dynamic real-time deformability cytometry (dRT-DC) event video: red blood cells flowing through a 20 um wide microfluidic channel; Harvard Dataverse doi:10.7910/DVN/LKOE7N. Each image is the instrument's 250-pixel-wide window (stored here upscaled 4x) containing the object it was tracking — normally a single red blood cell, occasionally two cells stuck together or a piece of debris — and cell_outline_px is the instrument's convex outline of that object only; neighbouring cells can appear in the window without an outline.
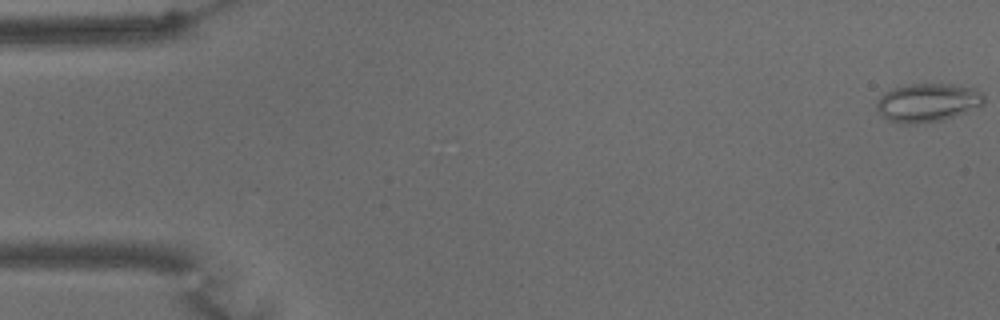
{"species": "common noctule bat (a hibernating species)", "species_latin": "Nyctalus noctula", "temperature_condition": "warm", "stored_images_in_passage": 59, "camera_frame_rate_fps": 3000, "um_per_image_px": 0.085, "animal": {"sex": "male", "body_mass_g": 15.6}, "frame": {"image": 1, "passage_image": 1, "time_ms": 0.0, "image_size_px": [1000, 320], "cell_outline_px": [[984, 104], [964, 112], [940, 120], [912, 124], [904, 124], [888, 120], [876, 108], [876, 104], [880, 96], [884, 92], [892, 88], [912, 84], [952, 84], [976, 88], [984, 96]], "centroid_in_image_um": [78.83, 8.7], "position_along_channel_um": 6.2, "area_um2": 23.81}}
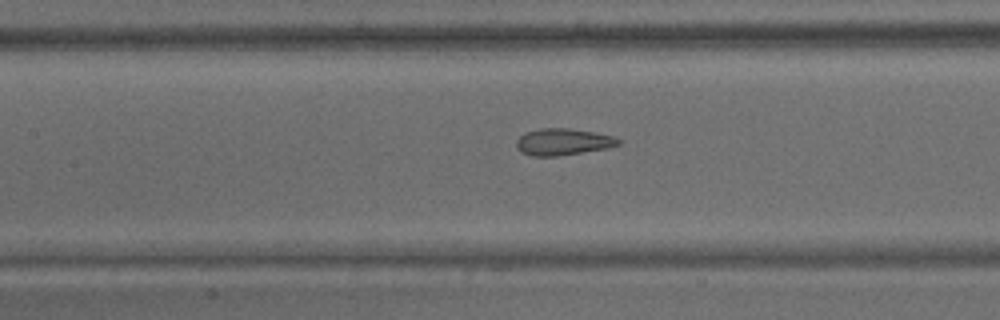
{"frame": {"image": 2, "passage_image": 27, "time_ms": 8.667, "image_size_px": [1000, 320], "cell_outline_px": [[620, 144], [608, 148], [556, 156], [532, 156], [520, 152], [516, 148], [516, 140], [524, 132], [540, 128], [568, 128], [592, 132], [612, 136], [620, 140]], "centroid_in_image_um": [47.79, 12.06], "position_along_channel_um": 159.6, "area_um2": 15.84}}
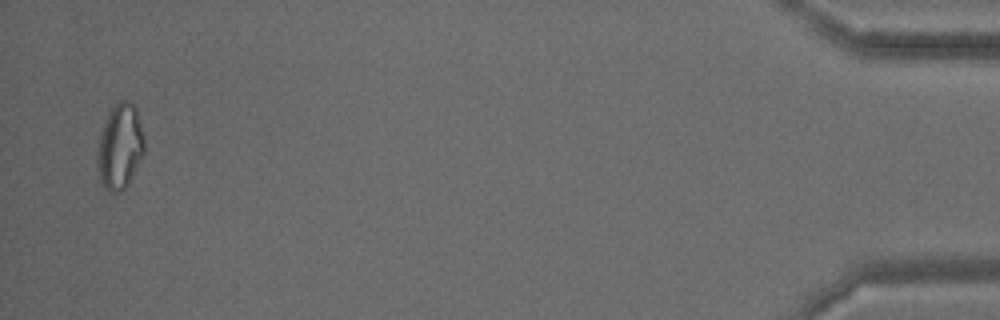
{"frame": {"image": 3, "passage_image": 58, "time_ms": 19.0, "image_size_px": [1000, 320], "cell_outline_px": [[144, 152], [124, 188], [120, 192], [108, 192], [104, 188], [100, 180], [96, 160], [96, 152], [100, 132], [108, 112], [116, 100], [128, 100], [136, 108], [144, 136]], "centroid_in_image_um": [10.15, 12.41], "position_along_channel_um": 425.0, "area_um2": 23.41}, "authors_computed_cell_mechanics": {"area_um2": 19.1318, "velocity_mm_per_s": 3.4091, "shape_relaxation_time_tau1_ms": null, "shape_relaxation_time_tau2_ms": 1.6061, "deformation_change_tau1": null, "deformation_change_tau2": 0.0886}}